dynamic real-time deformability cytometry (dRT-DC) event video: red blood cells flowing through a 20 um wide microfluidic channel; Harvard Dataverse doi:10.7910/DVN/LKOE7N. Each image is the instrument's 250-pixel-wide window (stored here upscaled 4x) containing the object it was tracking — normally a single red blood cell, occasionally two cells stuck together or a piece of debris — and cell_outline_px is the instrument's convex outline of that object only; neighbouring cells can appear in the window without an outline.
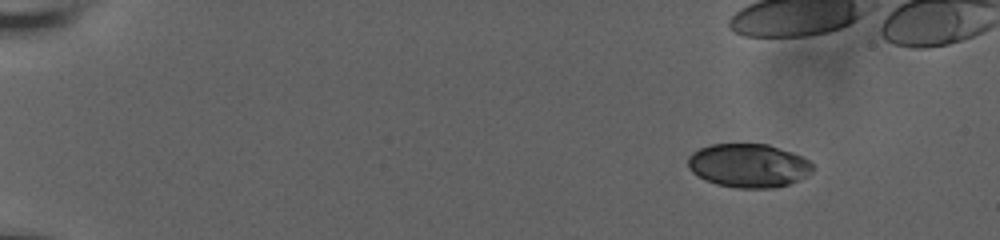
{"species": "human", "species_latin": "Homo sapiens", "temperature_condition": "room temperature", "stored_images_in_passage": 53, "camera_frame_rate_fps": 3000, "um_per_image_px": 0.085, "donor": {"sex": "male"}, "frame": {"image": 1, "passage_image": 2, "time_ms": 0.333, "image_size_px": [1000, 240], "cell_outline_px": [[812, 172], [788, 184], [776, 188], [736, 188], [716, 184], [704, 180], [692, 172], [688, 168], [688, 156], [692, 152], [700, 148], [712, 144], [768, 144], [792, 152], [808, 160], [812, 164]], "centroid_in_image_um": [63.58, 14.07], "position_along_channel_um": 21.4, "area_um2": 31.73}}
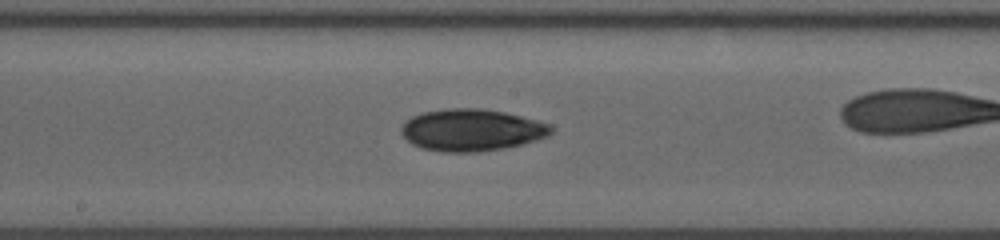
{"frame": {"image": 2, "passage_image": 28, "time_ms": 9.0, "image_size_px": [1000, 240], "cell_outline_px": [[552, 132], [548, 136], [536, 140], [504, 148], [476, 152], [444, 152], [424, 148], [412, 144], [400, 132], [400, 128], [412, 116], [424, 112], [448, 108], [480, 108], [504, 112], [536, 120], [548, 124], [552, 128]], "centroid_in_image_um": [40.08, 11.05], "position_along_channel_um": 208.1, "area_um2": 36.3}}
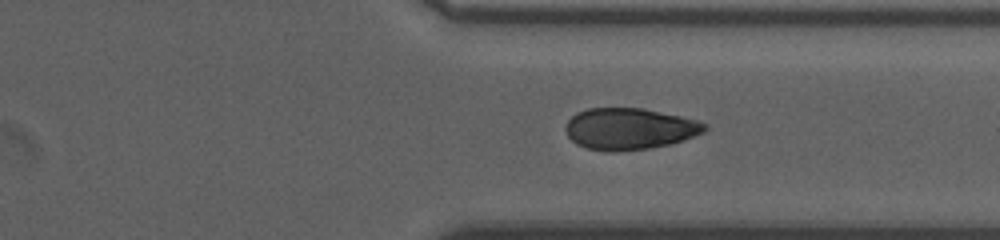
{"frame": {"image": 3, "passage_image": 40, "time_ms": 13.0, "image_size_px": [1000, 240], "cell_outline_px": [[708, 128], [704, 132], [684, 140], [668, 144], [648, 148], [612, 152], [608, 152], [588, 148], [576, 144], [568, 136], [564, 128], [568, 120], [576, 112], [588, 108], [644, 108], [680, 116], [696, 120], [708, 124]], "centroid_in_image_um": [53.49, 10.94], "position_along_channel_um": 357.9, "area_um2": 33.7}, "authors_computed_cell_mechanics": {"area_um2": 33.4662, "velocity_mm_per_s": 3.7463, "shape_relaxation_time_tau1_ms": 3.4296, "shape_relaxation_time_tau2_ms": null, "deformation_change_tau1": 0.074, "deformation_change_tau2": null}}